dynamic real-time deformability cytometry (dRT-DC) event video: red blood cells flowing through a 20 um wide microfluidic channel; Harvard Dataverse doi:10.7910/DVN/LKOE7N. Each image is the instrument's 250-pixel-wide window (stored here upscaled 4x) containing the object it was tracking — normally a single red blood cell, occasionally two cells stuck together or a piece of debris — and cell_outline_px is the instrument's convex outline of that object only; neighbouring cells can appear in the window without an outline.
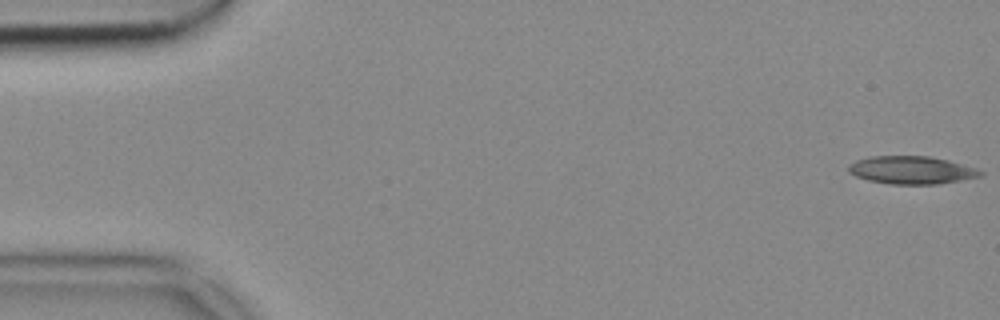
{"species": "common noctule bat (a hibernating species)", "species_latin": "Nyctalus noctula", "temperature_condition": "cold", "stored_images_in_passage": 53, "camera_frame_rate_fps": 3000, "um_per_image_px": 0.085, "animal": {"sex": "female", "body_mass_g": 18.4}, "frame": {"image": 1, "passage_image": 1, "time_ms": 0.0, "image_size_px": [1000, 320], "cell_outline_px": [[984, 176], [936, 184], [892, 184], [868, 180], [856, 176], [848, 172], [848, 164], [856, 160], [872, 156], [928, 156], [948, 160], [976, 168], [984, 172]], "centroid_in_image_um": [77.48, 14.45], "position_along_channel_um": 7.5, "area_um2": 21.39}}
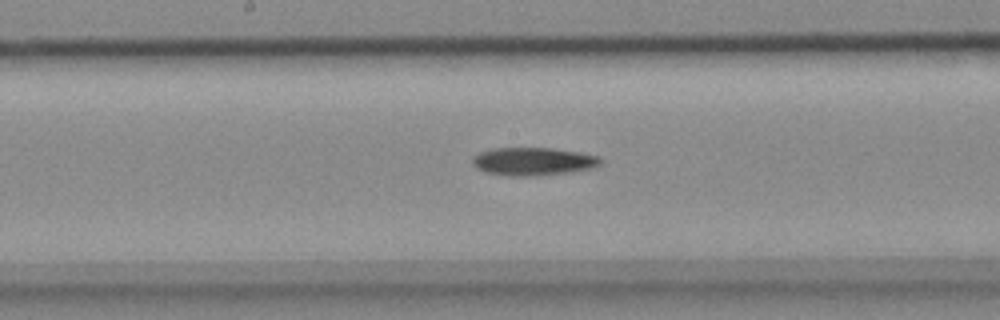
{"frame": {"image": 2, "passage_image": 27, "time_ms": 8.667, "image_size_px": [1000, 320], "cell_outline_px": [[604, 160], [596, 168], [568, 172], [532, 176], [508, 176], [488, 172], [476, 168], [472, 164], [472, 160], [480, 152], [492, 148], [552, 148], [580, 152], [600, 156]], "centroid_in_image_um": [45.38, 13.72], "position_along_channel_um": 202.8, "area_um2": 20.98}}
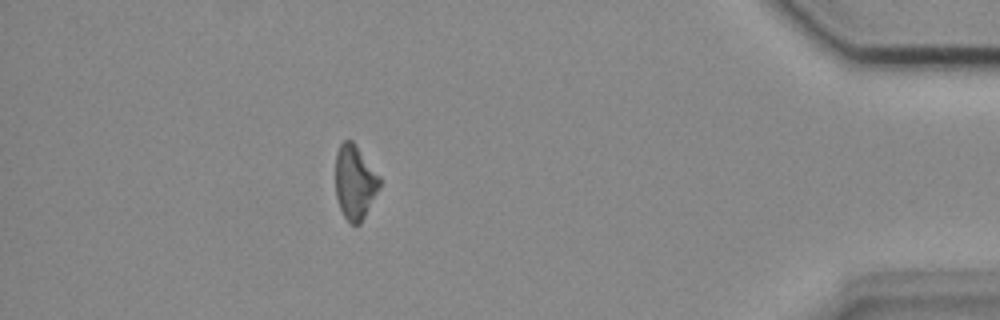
{"frame": {"image": 3, "passage_image": 47, "time_ms": 15.333, "image_size_px": [1000, 320], "cell_outline_px": [[380, 188], [360, 224], [352, 224], [344, 216], [340, 208], [336, 196], [336, 152], [340, 144], [344, 140], [352, 140], [356, 144], [380, 176]], "centroid_in_image_um": [30.17, 15.46], "position_along_channel_um": 405.0, "area_um2": 19.07}}